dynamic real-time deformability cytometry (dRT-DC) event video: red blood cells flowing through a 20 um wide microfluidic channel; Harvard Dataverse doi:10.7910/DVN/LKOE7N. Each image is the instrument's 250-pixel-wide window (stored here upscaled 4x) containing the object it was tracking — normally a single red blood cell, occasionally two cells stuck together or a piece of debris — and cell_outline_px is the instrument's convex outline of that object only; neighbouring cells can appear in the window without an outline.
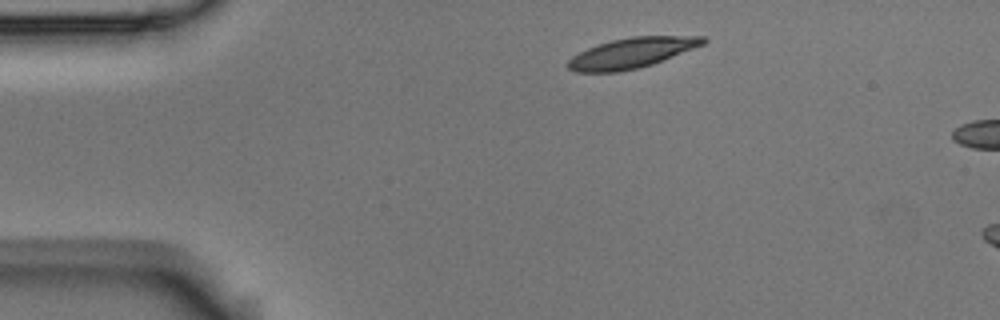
{"species": "Egyptian fruit bat (a non-hibernating species)", "species_latin": "Rousettus aegyptiacus", "temperature_condition": "room temperature", "stored_images_in_passage": 6, "segment_of_instrument_passage": [2, 2], "camera_frame_rate_fps": 3000, "um_per_image_px": 0.085, "animal": {"sex": "male"}, "frame": {"image": 1, "passage_image": 6, "time_ms": 1.667, "image_size_px": [1000, 320], "cell_outline_px": [[708, 40], [704, 44], [652, 64], [620, 72], [576, 72], [568, 68], [564, 64], [572, 56], [596, 44], [612, 40], [632, 36], [704, 36]], "centroid_in_image_um": [53.65, 4.5], "position_along_channel_um": 31.3, "area_um2": 23.76}}